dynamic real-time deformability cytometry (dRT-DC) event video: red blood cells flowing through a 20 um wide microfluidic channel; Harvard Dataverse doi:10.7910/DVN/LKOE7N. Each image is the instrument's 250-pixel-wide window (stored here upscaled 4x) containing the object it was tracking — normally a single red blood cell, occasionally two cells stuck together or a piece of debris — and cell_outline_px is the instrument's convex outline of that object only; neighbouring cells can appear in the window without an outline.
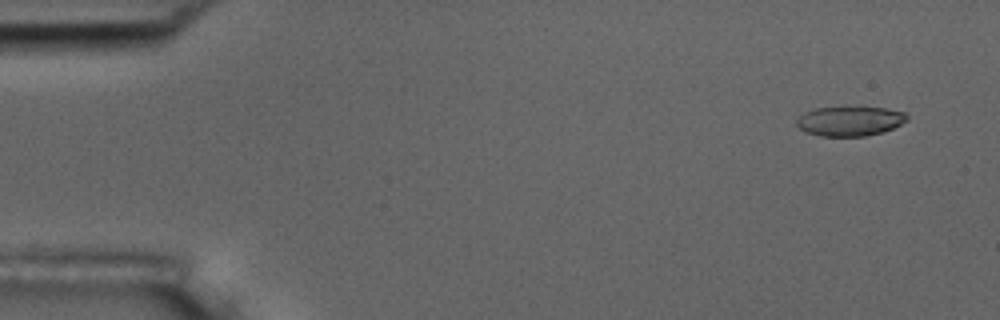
{"species": "common noctule bat (a hibernating species)", "species_latin": "Nyctalus noctula", "temperature_condition": "room temperature", "stored_images_in_passage": 6, "camera_frame_rate_fps": 3000, "um_per_image_px": 0.085, "animal": {"sex": "male", "body_mass_g": 17.5, "forearm_length_mm": 52.3}, "frame": {"image": 1, "passage_image": 1, "time_ms": 0.0, "image_size_px": [1000, 320], "cell_outline_px": [[908, 120], [884, 132], [864, 136], [820, 136], [804, 132], [796, 124], [796, 120], [804, 112], [816, 108], [844, 104], [884, 108], [904, 112], [908, 116]], "centroid_in_image_um": [72.21, 10.25], "position_along_channel_um": 12.8, "area_um2": 19.83}}
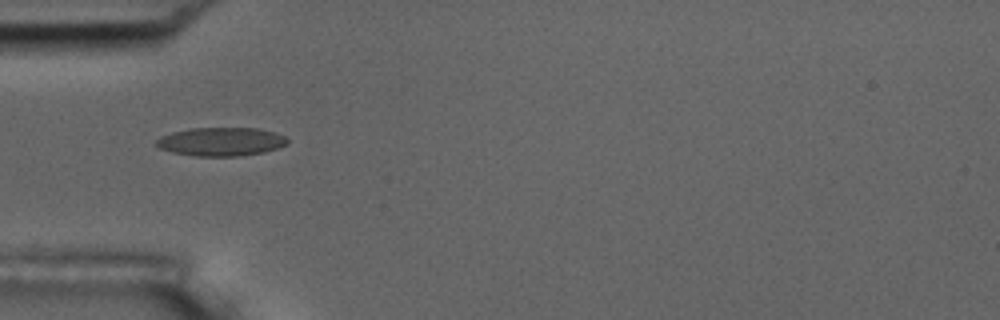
{"frame": {"image": 2, "passage_image": 5, "time_ms": 4.667, "image_size_px": [1000, 320], "cell_outline_px": [[288, 144], [264, 152], [240, 156], [196, 156], [172, 152], [160, 148], [156, 144], [156, 140], [160, 136], [172, 132], [192, 128], [256, 128], [272, 132], [284, 136], [288, 140]], "centroid_in_image_um": [18.77, 12.04], "position_along_channel_um": 66.2, "area_um2": 21.68}}